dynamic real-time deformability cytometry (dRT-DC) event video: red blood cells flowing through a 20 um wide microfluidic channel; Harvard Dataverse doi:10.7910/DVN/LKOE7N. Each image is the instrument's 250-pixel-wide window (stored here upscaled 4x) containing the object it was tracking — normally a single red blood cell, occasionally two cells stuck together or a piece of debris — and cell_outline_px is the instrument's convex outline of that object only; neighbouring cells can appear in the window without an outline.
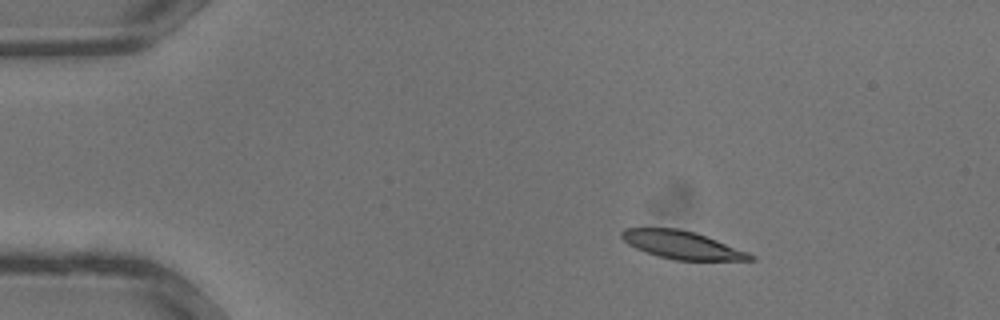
{"species": "common noctule bat (a hibernating species)", "species_latin": "Nyctalus noctula", "temperature_condition": "warm", "stored_images_in_passage": 34, "camera_frame_rate_fps": 3000, "um_per_image_px": 0.085, "animal": {"sex": "male", "body_mass_g": 13.3}, "frame": {"image": 1, "passage_image": 5, "time_ms": 1.333, "image_size_px": [1000, 320], "cell_outline_px": [[756, 260], [676, 260], [660, 256], [636, 248], [628, 244], [620, 236], [620, 232], [624, 228], [680, 228], [696, 232], [748, 252], [756, 256]], "centroid_in_image_um": [57.98, 20.81], "position_along_channel_um": 27.0, "area_um2": 20.81}}
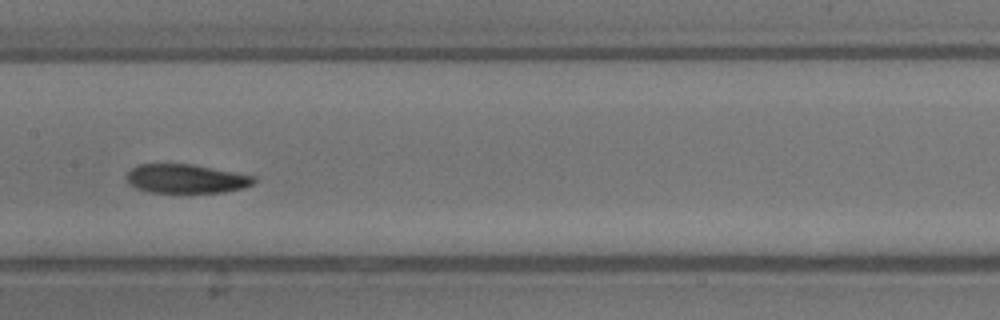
{"frame": {"image": 2, "passage_image": 17, "time_ms": 5.333, "image_size_px": [1000, 320], "cell_outline_px": [[256, 180], [252, 184], [244, 188], [224, 192], [152, 192], [136, 188], [128, 184], [128, 172], [132, 168], [140, 164], [192, 164], [256, 176]], "centroid_in_image_um": [15.85, 15.19], "position_along_channel_um": 191.6, "area_um2": 21.33}}
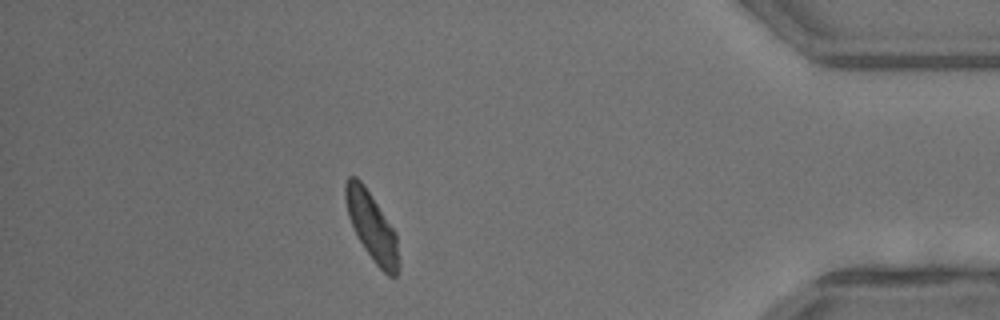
{"frame": {"image": 3, "passage_image": 30, "time_ms": 9.667, "image_size_px": [1000, 320], "cell_outline_px": [[400, 268], [396, 276], [388, 276], [376, 264], [364, 248], [348, 216], [344, 196], [344, 184], [348, 176], [356, 176], [364, 184], [396, 232], [400, 260]], "centroid_in_image_um": [31.62, 19.25], "position_along_channel_um": 403.6, "area_um2": 21.21}}